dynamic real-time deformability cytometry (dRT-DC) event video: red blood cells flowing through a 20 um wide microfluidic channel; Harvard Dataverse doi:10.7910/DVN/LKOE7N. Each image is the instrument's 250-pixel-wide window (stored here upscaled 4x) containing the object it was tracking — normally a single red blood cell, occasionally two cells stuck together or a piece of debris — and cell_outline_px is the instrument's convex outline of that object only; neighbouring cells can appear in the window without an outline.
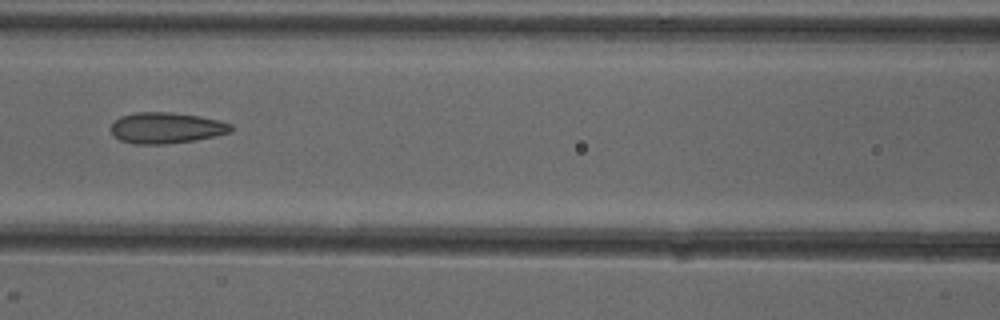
{"species": "common noctule bat (a hibernating species)", "species_latin": "Nyctalus noctula", "temperature_condition": "cold", "stored_images_in_passage": 6, "camera_frame_rate_fps": 3000, "um_per_image_px": 0.085, "animal": {"sex": "female"}, "frame": {"image": 1, "passage_image": 6, "time_ms": 6.667, "image_size_px": [1000, 320], "cell_outline_px": [[232, 132], [216, 136], [196, 140], [168, 144], [132, 144], [120, 140], [112, 136], [108, 128], [120, 116], [136, 112], [172, 112], [200, 116], [232, 124]], "centroid_in_image_um": [14.09, 10.88], "position_along_channel_um": 152.5, "area_um2": 22.02}}